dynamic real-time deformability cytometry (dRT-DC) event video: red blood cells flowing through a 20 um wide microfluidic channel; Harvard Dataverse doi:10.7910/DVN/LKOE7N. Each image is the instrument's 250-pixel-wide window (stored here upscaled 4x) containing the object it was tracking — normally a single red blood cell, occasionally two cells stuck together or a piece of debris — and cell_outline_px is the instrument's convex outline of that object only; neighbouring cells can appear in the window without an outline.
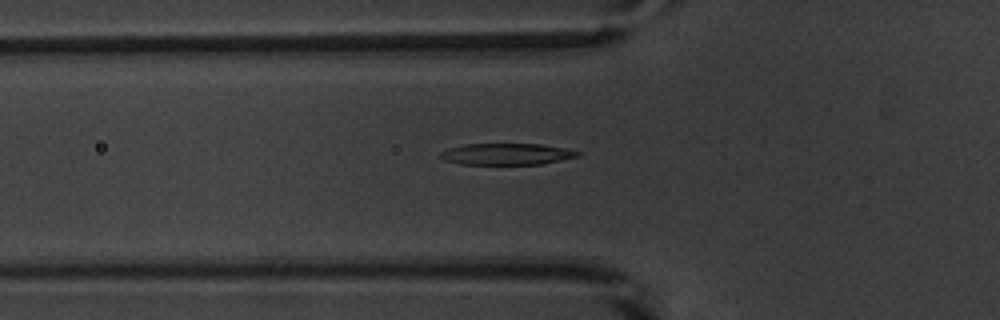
{"species": "common noctule bat (a hibernating species)", "species_latin": "Nyctalus noctula", "temperature_condition": "warm", "stored_images_in_passage": 53, "camera_frame_rate_fps": 3000, "um_per_image_px": 0.085, "animal": {"sex": "male", "body_mass_g": 20.1, "forearm_length_mm": 53.5}, "frame": {"image": 1, "passage_image": 19, "time_ms": 6.0, "image_size_px": [1000, 320], "cell_outline_px": [[580, 156], [540, 164], [460, 164], [444, 160], [436, 156], [440, 152], [448, 148], [464, 144], [540, 144], [564, 148], [580, 152]], "centroid_in_image_um": [43.0, 13.09], "position_along_channel_um": 82.8, "area_um2": 17.17}}
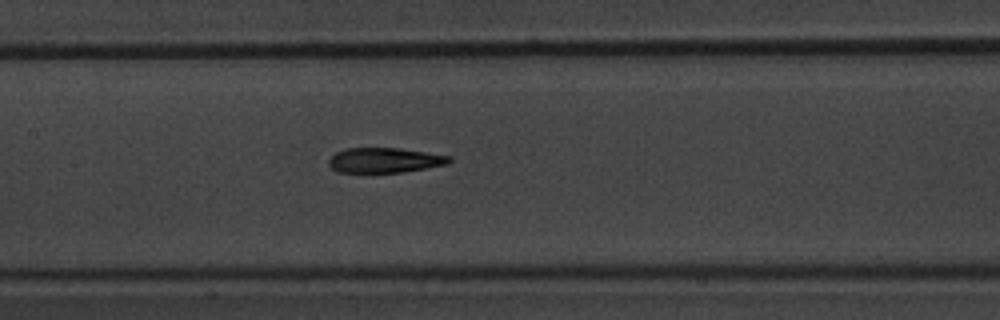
{"frame": {"image": 2, "passage_image": 26, "time_ms": 8.333, "image_size_px": [1000, 320], "cell_outline_px": [[452, 160], [448, 164], [404, 172], [336, 172], [328, 164], [328, 160], [336, 152], [348, 148], [396, 148], [452, 156]], "centroid_in_image_um": [32.7, 13.62], "position_along_channel_um": 174.7, "area_um2": 17.46}}
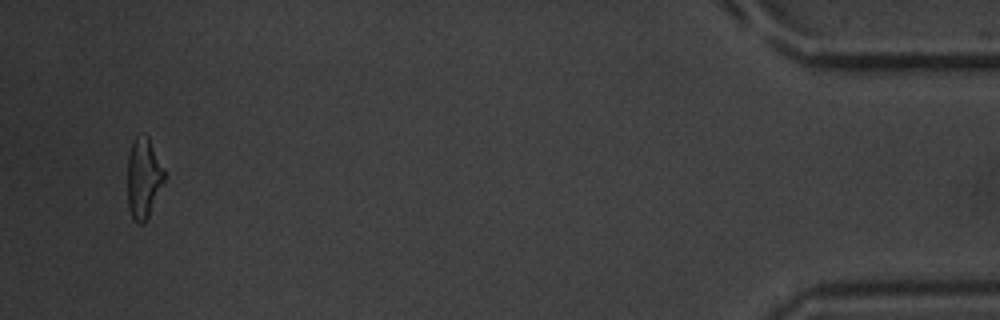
{"frame": {"image": 3, "passage_image": 51, "time_ms": 16.667, "image_size_px": [1000, 320], "cell_outline_px": [[164, 180], [148, 216], [144, 224], [136, 224], [128, 208], [128, 152], [132, 140], [136, 136], [148, 136], [164, 168]], "centroid_in_image_um": [12.18, 15.13], "position_along_channel_um": 423.0, "area_um2": 17.11}, "authors_computed_cell_mechanics": {"area_um2": 18.3226, "velocity_mm_per_s": 3.8915, "shape_relaxation_time_tau1_ms": 3.2626, "shape_relaxation_time_tau2_ms": 2.7119, "deformation_change_tau1": 0.1909, "deformation_change_tau2": 0.1339}}